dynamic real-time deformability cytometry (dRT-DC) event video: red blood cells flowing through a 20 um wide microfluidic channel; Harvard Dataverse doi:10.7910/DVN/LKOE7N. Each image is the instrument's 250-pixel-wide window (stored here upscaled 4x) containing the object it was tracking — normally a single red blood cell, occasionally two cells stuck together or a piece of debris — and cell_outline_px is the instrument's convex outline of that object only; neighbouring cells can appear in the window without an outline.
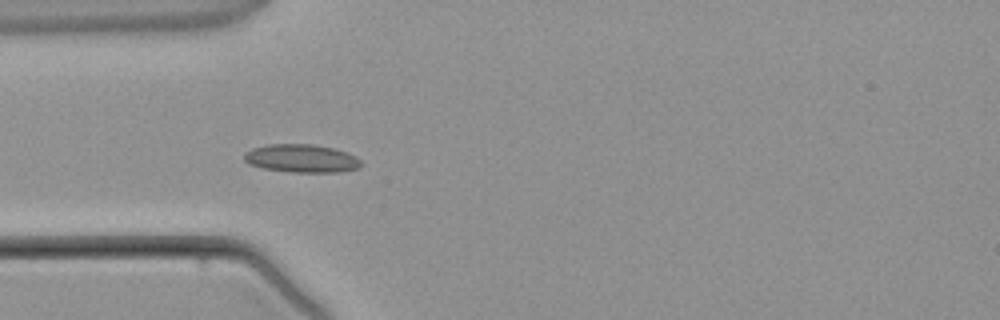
{"species": "common noctule bat (a hibernating species)", "species_latin": "Nyctalus noctula", "temperature_condition": "warm", "stored_images_in_passage": 4, "camera_frame_rate_fps": 3000, "um_per_image_px": 0.085, "animal": {"sex": "male", "body_mass_g": 21.5, "forearm_length_mm": 52.0}, "frame": {"image": 1, "passage_image": 4, "time_ms": 3.667, "image_size_px": [1000, 320], "cell_outline_px": [[364, 164], [360, 168], [340, 172], [292, 172], [264, 168], [248, 164], [244, 160], [244, 152], [252, 148], [268, 144], [312, 144], [332, 148], [348, 152], [356, 156]], "centroid_in_image_um": [25.65, 13.46], "position_along_channel_um": 59.3, "area_um2": 19.36}}